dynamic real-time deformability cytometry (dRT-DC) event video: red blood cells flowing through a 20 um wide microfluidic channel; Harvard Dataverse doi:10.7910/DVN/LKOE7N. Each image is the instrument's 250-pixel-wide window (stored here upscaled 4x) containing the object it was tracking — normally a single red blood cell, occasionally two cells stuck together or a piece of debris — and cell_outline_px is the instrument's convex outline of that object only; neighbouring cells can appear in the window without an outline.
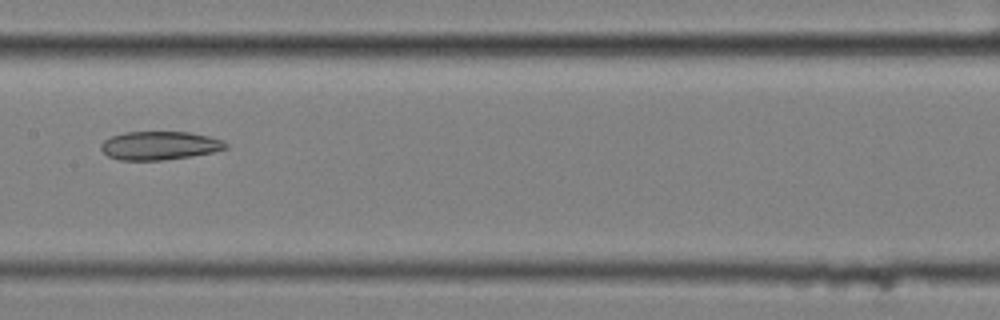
{"species": "common noctule bat (a hibernating species)", "species_latin": "Nyctalus noctula", "temperature_condition": "cold", "stored_images_in_passage": 6, "camera_frame_rate_fps": 3000, "um_per_image_px": 0.085, "animal": {"sex": "female", "body_mass_g": 25.1}, "frame": {"image": 1, "passage_image": 4, "time_ms": 1.0, "image_size_px": [1000, 320], "cell_outline_px": [[228, 148], [212, 152], [192, 156], [164, 160], [120, 160], [108, 156], [100, 148], [100, 144], [104, 140], [112, 136], [124, 132], [188, 132], [208, 136], [224, 140], [228, 144]], "centroid_in_image_um": [13.57, 12.37], "position_along_channel_um": 193.8, "area_um2": 20.75}}
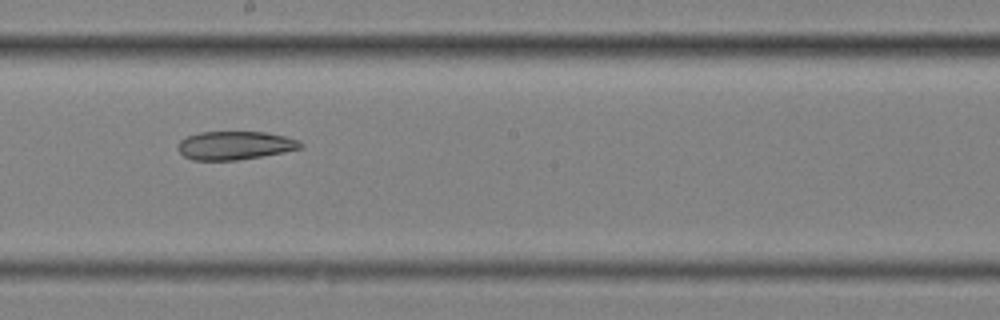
{"frame": {"image": 2, "passage_image": 5, "time_ms": 1.333, "image_size_px": [1000, 320], "cell_outline_px": [[304, 148], [284, 152], [236, 160], [192, 160], [184, 156], [176, 148], [180, 140], [188, 136], [200, 132], [264, 132], [284, 136], [296, 140], [304, 144]], "centroid_in_image_um": [19.95, 12.36], "position_along_channel_um": 228.2, "area_um2": 20.23}}
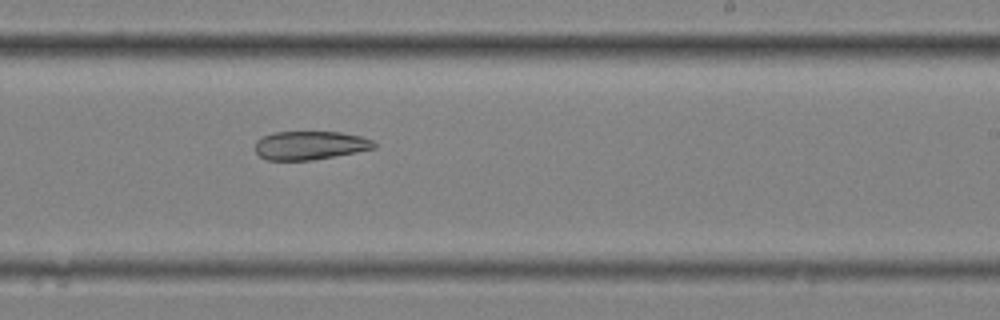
{"frame": {"image": 3, "passage_image": 6, "time_ms": 1.667, "image_size_px": [1000, 320], "cell_outline_px": [[376, 148], [356, 152], [312, 160], [268, 160], [260, 156], [256, 152], [256, 140], [272, 132], [340, 132], [360, 136], [372, 140], [376, 144]], "centroid_in_image_um": [26.35, 12.35], "position_along_channel_um": 262.6, "area_um2": 19.71}}